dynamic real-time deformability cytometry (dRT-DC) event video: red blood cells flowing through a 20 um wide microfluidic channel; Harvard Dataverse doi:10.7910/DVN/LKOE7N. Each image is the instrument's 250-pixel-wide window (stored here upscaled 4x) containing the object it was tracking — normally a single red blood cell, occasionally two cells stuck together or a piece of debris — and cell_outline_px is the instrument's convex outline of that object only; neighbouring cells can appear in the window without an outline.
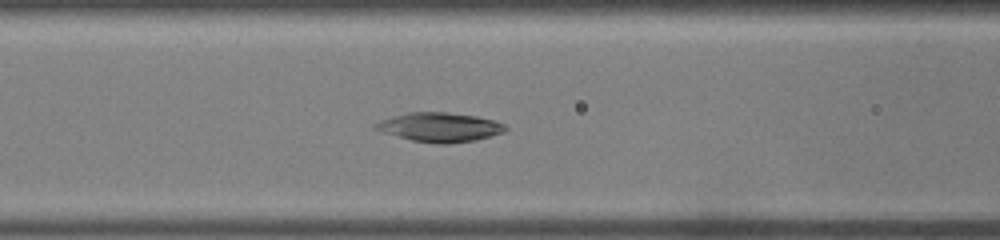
{"species": "common noctule bat (a hibernating species)", "species_latin": "Nyctalus noctula", "temperature_condition": "warm", "stored_images_in_passage": 37, "camera_frame_rate_fps": 3000, "um_per_image_px": 0.085, "animal": {"sex": "male", "body_mass_g": 19.0, "forearm_length_mm": 50.8}, "frame": {"image": 1, "passage_image": 14, "time_ms": 4.333, "image_size_px": [1000, 240], "cell_outline_px": [[508, 128], [504, 132], [492, 136], [476, 140], [448, 144], [436, 144], [412, 140], [380, 132], [372, 128], [380, 120], [408, 112], [448, 112], [476, 116], [492, 120], [504, 124]], "centroid_in_image_um": [37.37, 10.82], "position_along_channel_um": 129.2, "area_um2": 22.2}}
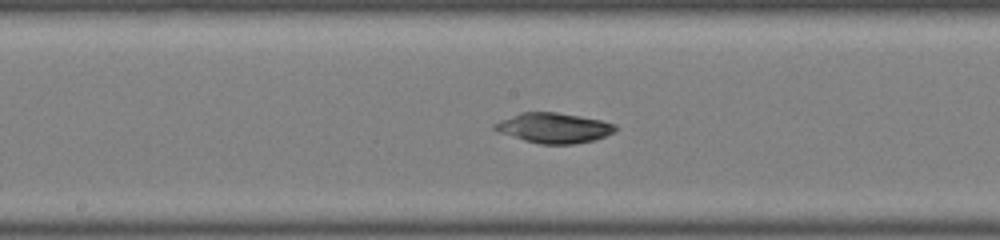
{"frame": {"image": 2, "passage_image": 18, "time_ms": 5.667, "image_size_px": [1000, 240], "cell_outline_px": [[616, 132], [596, 140], [576, 144], [540, 144], [524, 140], [500, 132], [492, 128], [492, 124], [500, 120], [520, 112], [556, 112], [580, 116], [600, 120], [616, 124]], "centroid_in_image_um": [47.09, 10.87], "position_along_channel_um": 201.1, "area_um2": 21.27}}
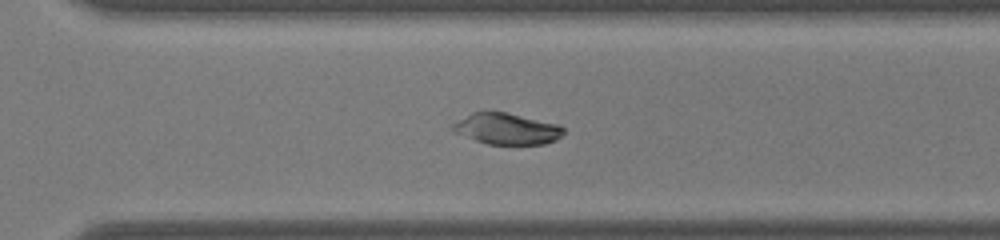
{"frame": {"image": 3, "passage_image": 25, "time_ms": 8.0, "image_size_px": [1000, 240], "cell_outline_px": [[564, 132], [556, 140], [544, 144], [488, 144], [452, 132], [452, 124], [472, 112], [484, 108], [508, 112], [560, 124], [564, 128]], "centroid_in_image_um": [43.05, 10.9], "position_along_channel_um": 327.5, "area_um2": 20.69}}